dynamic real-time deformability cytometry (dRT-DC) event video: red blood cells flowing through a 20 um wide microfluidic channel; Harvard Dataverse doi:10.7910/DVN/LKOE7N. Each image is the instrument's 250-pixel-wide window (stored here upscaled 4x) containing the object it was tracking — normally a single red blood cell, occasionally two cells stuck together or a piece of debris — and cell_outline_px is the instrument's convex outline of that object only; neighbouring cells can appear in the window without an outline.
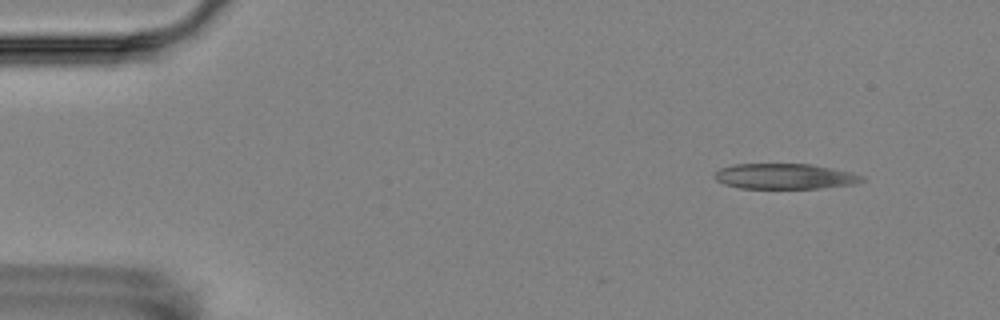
{"species": "Egyptian fruit bat (a non-hibernating species)", "species_latin": "Rousettus aegyptiacus", "temperature_condition": "room temperature", "stored_images_in_passage": 5, "camera_frame_rate_fps": 3000, "um_per_image_px": 0.085, "animal": {"sex": "female"}, "frame": {"image": 1, "passage_image": 5, "time_ms": 5.333, "image_size_px": [1000, 320], "cell_outline_px": [[864, 180], [856, 184], [820, 188], [740, 188], [724, 184], [716, 180], [716, 172], [720, 168], [732, 164], [808, 164], [832, 168], [852, 172], [864, 176]], "centroid_in_image_um": [66.73, 14.99], "position_along_channel_um": 18.3, "area_um2": 21.79}}